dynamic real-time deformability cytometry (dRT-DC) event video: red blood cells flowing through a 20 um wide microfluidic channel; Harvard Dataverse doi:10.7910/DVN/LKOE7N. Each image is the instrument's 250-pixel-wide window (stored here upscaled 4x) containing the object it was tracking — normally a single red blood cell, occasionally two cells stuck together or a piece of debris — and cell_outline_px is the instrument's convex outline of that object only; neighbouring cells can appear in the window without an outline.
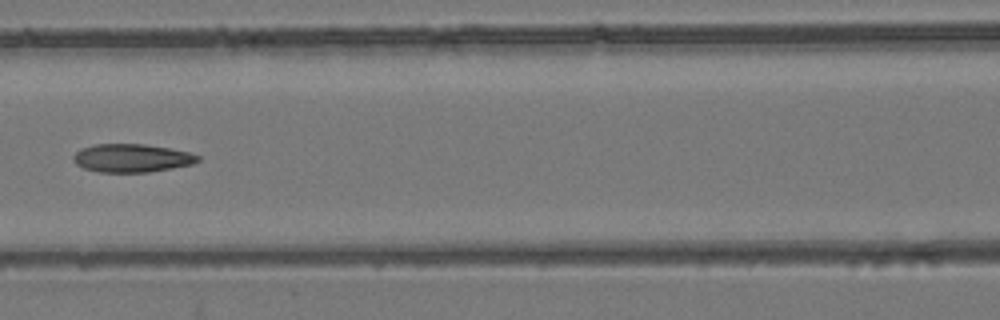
{"species": "common noctule bat (a hibernating species)", "species_latin": "Nyctalus noctula", "temperature_condition": "room temperature", "stored_images_in_passage": 6, "camera_frame_rate_fps": 3000, "um_per_image_px": 0.085, "animal": {"sex": "female", "body_mass_g": 24.6, "forearm_length_mm": 56.2}, "frame": {"image": 1, "passage_image": 6, "time_ms": 5.333, "image_size_px": [1000, 320], "cell_outline_px": [[200, 160], [192, 164], [172, 168], [148, 172], [100, 172], [84, 168], [76, 164], [72, 160], [72, 156], [80, 148], [96, 144], [144, 144], [168, 148], [188, 152], [200, 156]], "centroid_in_image_um": [11.17, 13.43], "position_along_channel_um": 155.4, "area_um2": 20.46}}